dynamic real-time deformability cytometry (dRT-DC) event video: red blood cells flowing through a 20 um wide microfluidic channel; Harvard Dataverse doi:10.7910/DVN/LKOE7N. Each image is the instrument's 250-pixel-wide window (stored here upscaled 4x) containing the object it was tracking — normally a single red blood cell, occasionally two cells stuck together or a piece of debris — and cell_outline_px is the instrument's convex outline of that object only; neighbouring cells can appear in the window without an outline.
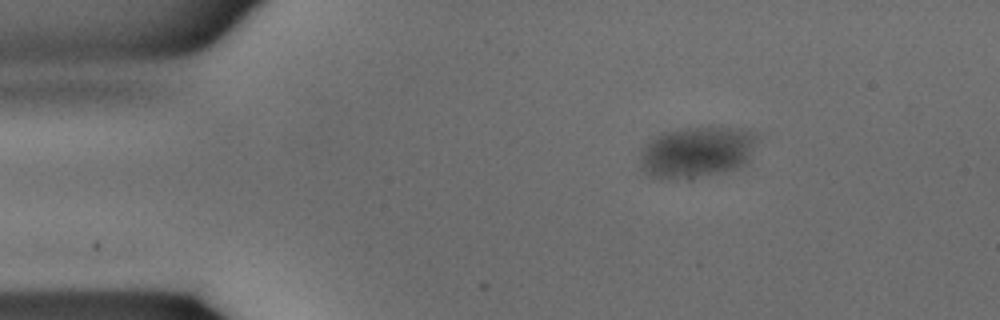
{"species": "common noctule bat (a hibernating species)", "species_latin": "Nyctalus noctula", "temperature_condition": "warm", "stored_images_in_passage": 31, "camera_frame_rate_fps": 3000, "um_per_image_px": 0.085, "animal": {"sex": "male", "body_mass_g": 15.6}, "frame": {"image": 1, "passage_image": 1, "time_ms": 0.0, "image_size_px": [1000, 320], "cell_outline_px": [[756, 136], [748, 160], [744, 164], [736, 168], [724, 172], [688, 180], [648, 176], [640, 168], [640, 148], [644, 144], [656, 136], [664, 132], [692, 128], [740, 128], [752, 132]], "centroid_in_image_um": [59.16, 12.96], "position_along_channel_um": 25.8, "area_um2": 34.8}}
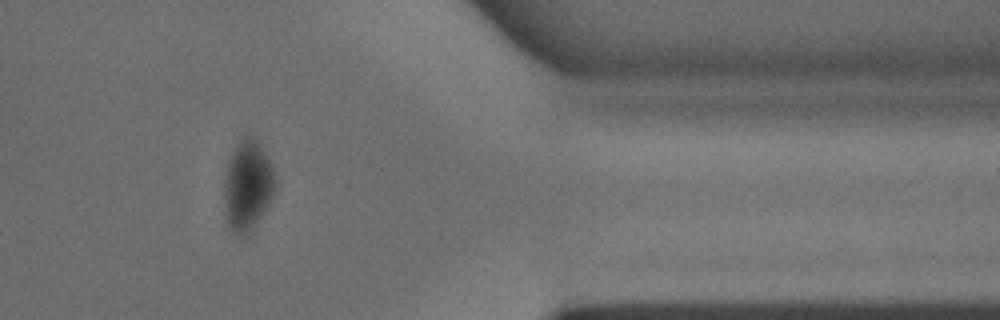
{"frame": {"image": 2, "passage_image": 25, "time_ms": 8.0, "image_size_px": [1000, 320], "cell_outline_px": [[276, 188], [272, 200], [248, 232], [236, 236], [232, 232], [228, 224], [224, 212], [224, 176], [228, 160], [236, 144], [244, 136], [252, 136], [260, 144], [272, 164], [276, 176]], "centroid_in_image_um": [21.04, 15.74], "position_along_channel_um": 390.4, "area_um2": 27.05}}
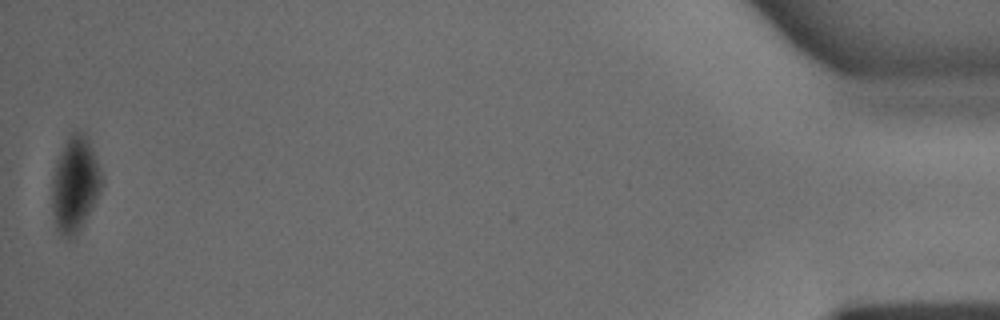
{"frame": {"image": 3, "passage_image": 31, "time_ms": 10.0, "image_size_px": [1000, 320], "cell_outline_px": [[104, 180], [100, 192], [80, 228], [72, 236], [60, 236], [56, 228], [52, 212], [52, 176], [56, 160], [68, 136], [72, 132], [84, 132], [88, 136], [100, 168]], "centroid_in_image_um": [6.37, 15.61], "position_along_channel_um": 428.8, "area_um2": 27.57}}